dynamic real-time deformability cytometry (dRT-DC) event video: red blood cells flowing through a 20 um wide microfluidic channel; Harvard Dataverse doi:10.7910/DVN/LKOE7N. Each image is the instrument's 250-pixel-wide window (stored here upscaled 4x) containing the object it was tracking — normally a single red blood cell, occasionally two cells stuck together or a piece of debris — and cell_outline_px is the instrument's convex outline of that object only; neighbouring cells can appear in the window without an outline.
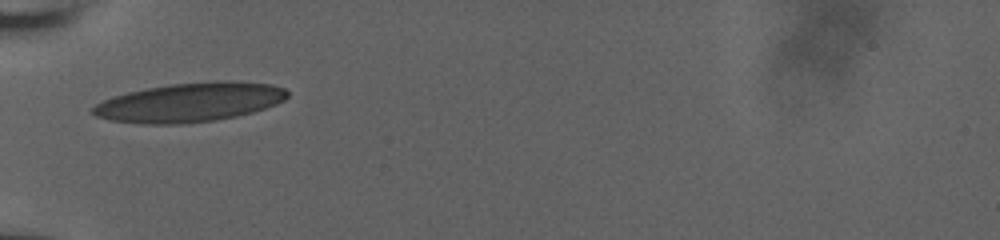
{"species": "human", "species_latin": "Homo sapiens", "temperature_condition": "room temperature", "stored_images_in_passage": 29, "camera_frame_rate_fps": 3000, "um_per_image_px": 0.085, "donor": {"sex": "male"}, "frame": {"image": 1, "passage_image": 1, "time_ms": 0.0, "image_size_px": [1000, 240], "cell_outline_px": [[288, 96], [284, 100], [276, 104], [252, 112], [236, 116], [212, 120], [180, 124], [144, 124], [112, 120], [96, 116], [92, 112], [92, 108], [96, 104], [112, 96], [128, 92], [168, 84], [212, 80], [232, 80], [272, 84], [284, 88], [288, 92]], "centroid_in_image_um": [16.15, 8.68], "position_along_channel_um": 68.8, "area_um2": 44.39}}
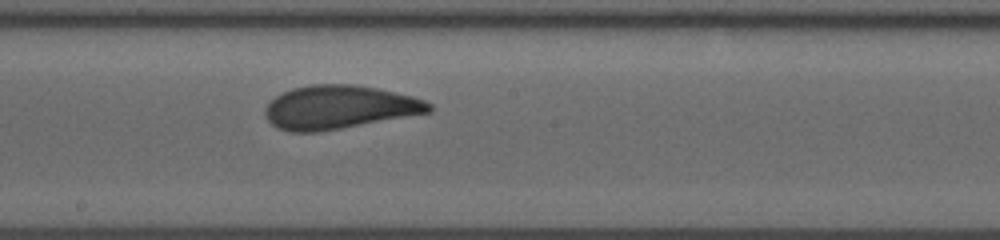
{"frame": {"image": 2, "passage_image": 13, "time_ms": 4.0, "image_size_px": [1000, 240], "cell_outline_px": [[432, 112], [320, 132], [288, 132], [276, 128], [264, 116], [264, 108], [276, 96], [292, 88], [312, 84], [352, 84], [376, 88], [412, 96], [424, 100], [432, 104]], "centroid_in_image_um": [28.81, 9.12], "position_along_channel_um": 219.4, "area_um2": 41.67}}
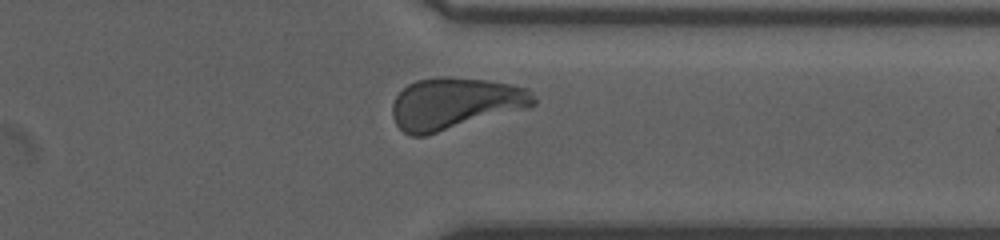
{"frame": {"image": 3, "passage_image": 25, "time_ms": 8.0, "image_size_px": [1000, 240], "cell_outline_px": [[536, 104], [528, 108], [424, 136], [412, 136], [404, 132], [396, 124], [392, 116], [392, 104], [396, 96], [408, 84], [416, 80], [440, 76], [452, 76], [488, 80], [528, 88], [536, 96]], "centroid_in_image_um": [38.69, 8.78], "position_along_channel_um": 372.7, "area_um2": 42.77}, "authors_computed_cell_mechanics": {"area_um2": 41.5582, "velocity_mm_per_s": 3.8428, "shape_relaxation_time_tau1_ms": 5.4646, "shape_relaxation_time_tau2_ms": 0.9534, "deformation_change_tau1": 0.1691, "deformation_change_tau2": 0.0679}}